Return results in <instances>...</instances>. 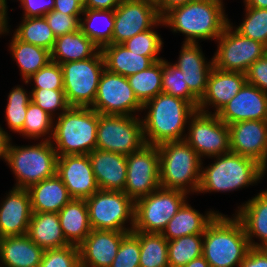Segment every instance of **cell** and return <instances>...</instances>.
<instances>
[{"instance_id": "6da1fadb", "label": "cell", "mask_w": 267, "mask_h": 267, "mask_svg": "<svg viewBox=\"0 0 267 267\" xmlns=\"http://www.w3.org/2000/svg\"><path fill=\"white\" fill-rule=\"evenodd\" d=\"M223 0H194L169 10L163 17L165 27L186 35L184 43L218 39L229 23ZM198 39V40H197Z\"/></svg>"}, {"instance_id": "7a4b0ae2", "label": "cell", "mask_w": 267, "mask_h": 267, "mask_svg": "<svg viewBox=\"0 0 267 267\" xmlns=\"http://www.w3.org/2000/svg\"><path fill=\"white\" fill-rule=\"evenodd\" d=\"M146 109L149 111L141 119L144 141L157 146L184 140L187 122L197 111L189 102L163 92L144 103L142 110Z\"/></svg>"}, {"instance_id": "3957f363", "label": "cell", "mask_w": 267, "mask_h": 267, "mask_svg": "<svg viewBox=\"0 0 267 267\" xmlns=\"http://www.w3.org/2000/svg\"><path fill=\"white\" fill-rule=\"evenodd\" d=\"M241 221L218 212L203 233V257L210 267H235L250 249Z\"/></svg>"}, {"instance_id": "277c9868", "label": "cell", "mask_w": 267, "mask_h": 267, "mask_svg": "<svg viewBox=\"0 0 267 267\" xmlns=\"http://www.w3.org/2000/svg\"><path fill=\"white\" fill-rule=\"evenodd\" d=\"M215 162L201 168L198 193L230 192L259 182L267 171L250 157L234 152L215 156Z\"/></svg>"}, {"instance_id": "5b68a950", "label": "cell", "mask_w": 267, "mask_h": 267, "mask_svg": "<svg viewBox=\"0 0 267 267\" xmlns=\"http://www.w3.org/2000/svg\"><path fill=\"white\" fill-rule=\"evenodd\" d=\"M160 186L185 193L199 190L202 159L185 141H170L158 145Z\"/></svg>"}, {"instance_id": "8992f818", "label": "cell", "mask_w": 267, "mask_h": 267, "mask_svg": "<svg viewBox=\"0 0 267 267\" xmlns=\"http://www.w3.org/2000/svg\"><path fill=\"white\" fill-rule=\"evenodd\" d=\"M98 118L99 113L91 107L70 106L59 115L51 141L57 156L85 155L94 151Z\"/></svg>"}, {"instance_id": "52a82bcc", "label": "cell", "mask_w": 267, "mask_h": 267, "mask_svg": "<svg viewBox=\"0 0 267 267\" xmlns=\"http://www.w3.org/2000/svg\"><path fill=\"white\" fill-rule=\"evenodd\" d=\"M57 153L51 141L38 144L16 146L10 143L5 162L15 175V188L28 189L56 174Z\"/></svg>"}, {"instance_id": "ba28073f", "label": "cell", "mask_w": 267, "mask_h": 267, "mask_svg": "<svg viewBox=\"0 0 267 267\" xmlns=\"http://www.w3.org/2000/svg\"><path fill=\"white\" fill-rule=\"evenodd\" d=\"M85 200L92 229L133 231L135 202L124 192L98 190ZM128 221L130 227H125Z\"/></svg>"}, {"instance_id": "9c48e42d", "label": "cell", "mask_w": 267, "mask_h": 267, "mask_svg": "<svg viewBox=\"0 0 267 267\" xmlns=\"http://www.w3.org/2000/svg\"><path fill=\"white\" fill-rule=\"evenodd\" d=\"M60 65L63 74V90L68 104L77 107H91L105 69L101 50L91 58Z\"/></svg>"}, {"instance_id": "30bf717a", "label": "cell", "mask_w": 267, "mask_h": 267, "mask_svg": "<svg viewBox=\"0 0 267 267\" xmlns=\"http://www.w3.org/2000/svg\"><path fill=\"white\" fill-rule=\"evenodd\" d=\"M180 190L158 188L135 201L133 231L162 233L187 199Z\"/></svg>"}, {"instance_id": "8fae6325", "label": "cell", "mask_w": 267, "mask_h": 267, "mask_svg": "<svg viewBox=\"0 0 267 267\" xmlns=\"http://www.w3.org/2000/svg\"><path fill=\"white\" fill-rule=\"evenodd\" d=\"M96 148L130 155L144 144L142 120L137 116L99 114Z\"/></svg>"}, {"instance_id": "7c38bea8", "label": "cell", "mask_w": 267, "mask_h": 267, "mask_svg": "<svg viewBox=\"0 0 267 267\" xmlns=\"http://www.w3.org/2000/svg\"><path fill=\"white\" fill-rule=\"evenodd\" d=\"M229 23L218 37L219 44L213 56L214 67L223 71L246 74L249 67L267 53V47L253 39L244 37Z\"/></svg>"}, {"instance_id": "4fadbf2b", "label": "cell", "mask_w": 267, "mask_h": 267, "mask_svg": "<svg viewBox=\"0 0 267 267\" xmlns=\"http://www.w3.org/2000/svg\"><path fill=\"white\" fill-rule=\"evenodd\" d=\"M188 132L184 140L203 157L213 158L230 152L228 125L216 114L196 111L188 121ZM188 135V136H187Z\"/></svg>"}, {"instance_id": "5bb4252c", "label": "cell", "mask_w": 267, "mask_h": 267, "mask_svg": "<svg viewBox=\"0 0 267 267\" xmlns=\"http://www.w3.org/2000/svg\"><path fill=\"white\" fill-rule=\"evenodd\" d=\"M142 106L127 77L104 69L91 106L93 110L106 115L136 116V111H143Z\"/></svg>"}, {"instance_id": "9a60e30c", "label": "cell", "mask_w": 267, "mask_h": 267, "mask_svg": "<svg viewBox=\"0 0 267 267\" xmlns=\"http://www.w3.org/2000/svg\"><path fill=\"white\" fill-rule=\"evenodd\" d=\"M127 173L124 193L134 202L160 188L159 150L144 144L126 156Z\"/></svg>"}, {"instance_id": "2e32d148", "label": "cell", "mask_w": 267, "mask_h": 267, "mask_svg": "<svg viewBox=\"0 0 267 267\" xmlns=\"http://www.w3.org/2000/svg\"><path fill=\"white\" fill-rule=\"evenodd\" d=\"M164 25L156 3L149 0H123L114 10L112 44H122L133 36Z\"/></svg>"}, {"instance_id": "e0dca14e", "label": "cell", "mask_w": 267, "mask_h": 267, "mask_svg": "<svg viewBox=\"0 0 267 267\" xmlns=\"http://www.w3.org/2000/svg\"><path fill=\"white\" fill-rule=\"evenodd\" d=\"M228 128L231 152L253 158L267 169V121H240Z\"/></svg>"}, {"instance_id": "ac0fdd59", "label": "cell", "mask_w": 267, "mask_h": 267, "mask_svg": "<svg viewBox=\"0 0 267 267\" xmlns=\"http://www.w3.org/2000/svg\"><path fill=\"white\" fill-rule=\"evenodd\" d=\"M56 174L72 198L86 199L99 190L88 154L58 156Z\"/></svg>"}, {"instance_id": "d6986e66", "label": "cell", "mask_w": 267, "mask_h": 267, "mask_svg": "<svg viewBox=\"0 0 267 267\" xmlns=\"http://www.w3.org/2000/svg\"><path fill=\"white\" fill-rule=\"evenodd\" d=\"M216 115L227 125L247 120L267 121V93L246 82Z\"/></svg>"}, {"instance_id": "ffe728a7", "label": "cell", "mask_w": 267, "mask_h": 267, "mask_svg": "<svg viewBox=\"0 0 267 267\" xmlns=\"http://www.w3.org/2000/svg\"><path fill=\"white\" fill-rule=\"evenodd\" d=\"M128 233L92 229L78 246L80 267H110Z\"/></svg>"}, {"instance_id": "44dd1931", "label": "cell", "mask_w": 267, "mask_h": 267, "mask_svg": "<svg viewBox=\"0 0 267 267\" xmlns=\"http://www.w3.org/2000/svg\"><path fill=\"white\" fill-rule=\"evenodd\" d=\"M31 216L28 189L13 187L0 205V238L26 235Z\"/></svg>"}, {"instance_id": "7402d4cb", "label": "cell", "mask_w": 267, "mask_h": 267, "mask_svg": "<svg viewBox=\"0 0 267 267\" xmlns=\"http://www.w3.org/2000/svg\"><path fill=\"white\" fill-rule=\"evenodd\" d=\"M246 82V74L244 73L223 71L213 67L208 77L205 95L199 101L197 110L212 114V111L206 110L207 107L212 105L211 107L216 109L213 114H216L237 95Z\"/></svg>"}, {"instance_id": "603a6c76", "label": "cell", "mask_w": 267, "mask_h": 267, "mask_svg": "<svg viewBox=\"0 0 267 267\" xmlns=\"http://www.w3.org/2000/svg\"><path fill=\"white\" fill-rule=\"evenodd\" d=\"M198 43H183L174 65L183 73L189 90L199 99L205 95L208 77L214 67L213 58L207 63Z\"/></svg>"}, {"instance_id": "cb8c5ba5", "label": "cell", "mask_w": 267, "mask_h": 267, "mask_svg": "<svg viewBox=\"0 0 267 267\" xmlns=\"http://www.w3.org/2000/svg\"><path fill=\"white\" fill-rule=\"evenodd\" d=\"M99 190L124 191L126 155L95 149L88 154Z\"/></svg>"}, {"instance_id": "d4e9b609", "label": "cell", "mask_w": 267, "mask_h": 267, "mask_svg": "<svg viewBox=\"0 0 267 267\" xmlns=\"http://www.w3.org/2000/svg\"><path fill=\"white\" fill-rule=\"evenodd\" d=\"M236 213L235 216L245 229L250 247L267 248V189L239 206ZM254 236L261 240L260 243L252 239Z\"/></svg>"}, {"instance_id": "484cf974", "label": "cell", "mask_w": 267, "mask_h": 267, "mask_svg": "<svg viewBox=\"0 0 267 267\" xmlns=\"http://www.w3.org/2000/svg\"><path fill=\"white\" fill-rule=\"evenodd\" d=\"M43 253L27 234L0 238V267H39Z\"/></svg>"}, {"instance_id": "4316f807", "label": "cell", "mask_w": 267, "mask_h": 267, "mask_svg": "<svg viewBox=\"0 0 267 267\" xmlns=\"http://www.w3.org/2000/svg\"><path fill=\"white\" fill-rule=\"evenodd\" d=\"M32 213H58L72 197L61 178L55 174L28 188Z\"/></svg>"}, {"instance_id": "83f0119b", "label": "cell", "mask_w": 267, "mask_h": 267, "mask_svg": "<svg viewBox=\"0 0 267 267\" xmlns=\"http://www.w3.org/2000/svg\"><path fill=\"white\" fill-rule=\"evenodd\" d=\"M100 50L104 57L105 69L125 77L145 70L162 59L131 52L123 44H107Z\"/></svg>"}, {"instance_id": "f1b7e54d", "label": "cell", "mask_w": 267, "mask_h": 267, "mask_svg": "<svg viewBox=\"0 0 267 267\" xmlns=\"http://www.w3.org/2000/svg\"><path fill=\"white\" fill-rule=\"evenodd\" d=\"M58 217L65 239L72 245L79 246L92 231L85 199L72 198Z\"/></svg>"}, {"instance_id": "f546056e", "label": "cell", "mask_w": 267, "mask_h": 267, "mask_svg": "<svg viewBox=\"0 0 267 267\" xmlns=\"http://www.w3.org/2000/svg\"><path fill=\"white\" fill-rule=\"evenodd\" d=\"M218 213L207 211L206 215L193 209L187 201L180 207L161 233L168 241L182 236L203 234L207 225Z\"/></svg>"}, {"instance_id": "4dcf8cb0", "label": "cell", "mask_w": 267, "mask_h": 267, "mask_svg": "<svg viewBox=\"0 0 267 267\" xmlns=\"http://www.w3.org/2000/svg\"><path fill=\"white\" fill-rule=\"evenodd\" d=\"M27 235L43 250L62 248L70 244L63 234L58 213H32Z\"/></svg>"}, {"instance_id": "1f68e13d", "label": "cell", "mask_w": 267, "mask_h": 267, "mask_svg": "<svg viewBox=\"0 0 267 267\" xmlns=\"http://www.w3.org/2000/svg\"><path fill=\"white\" fill-rule=\"evenodd\" d=\"M100 48L89 39L80 29L55 40L51 53V61L66 63L93 57Z\"/></svg>"}, {"instance_id": "d6a6232c", "label": "cell", "mask_w": 267, "mask_h": 267, "mask_svg": "<svg viewBox=\"0 0 267 267\" xmlns=\"http://www.w3.org/2000/svg\"><path fill=\"white\" fill-rule=\"evenodd\" d=\"M12 57L20 68L23 81H27L39 69L51 61V53L45 48L19 40L14 34L10 42Z\"/></svg>"}, {"instance_id": "836d02e7", "label": "cell", "mask_w": 267, "mask_h": 267, "mask_svg": "<svg viewBox=\"0 0 267 267\" xmlns=\"http://www.w3.org/2000/svg\"><path fill=\"white\" fill-rule=\"evenodd\" d=\"M84 18H80L79 29L91 39L100 49L107 45L112 44V35L114 29V10H93L84 8ZM98 20L103 21L98 27ZM97 23V25L95 24Z\"/></svg>"}, {"instance_id": "e575fe53", "label": "cell", "mask_w": 267, "mask_h": 267, "mask_svg": "<svg viewBox=\"0 0 267 267\" xmlns=\"http://www.w3.org/2000/svg\"><path fill=\"white\" fill-rule=\"evenodd\" d=\"M132 232L140 242V267H169L168 240L161 233Z\"/></svg>"}, {"instance_id": "d590c367", "label": "cell", "mask_w": 267, "mask_h": 267, "mask_svg": "<svg viewBox=\"0 0 267 267\" xmlns=\"http://www.w3.org/2000/svg\"><path fill=\"white\" fill-rule=\"evenodd\" d=\"M127 79L137 99L146 103L162 92V59Z\"/></svg>"}, {"instance_id": "8d00e7d4", "label": "cell", "mask_w": 267, "mask_h": 267, "mask_svg": "<svg viewBox=\"0 0 267 267\" xmlns=\"http://www.w3.org/2000/svg\"><path fill=\"white\" fill-rule=\"evenodd\" d=\"M14 35L21 41L52 51L56 37L44 16L23 17Z\"/></svg>"}, {"instance_id": "74e56055", "label": "cell", "mask_w": 267, "mask_h": 267, "mask_svg": "<svg viewBox=\"0 0 267 267\" xmlns=\"http://www.w3.org/2000/svg\"><path fill=\"white\" fill-rule=\"evenodd\" d=\"M203 255V234L182 236L168 241L169 267H183Z\"/></svg>"}, {"instance_id": "f35d334b", "label": "cell", "mask_w": 267, "mask_h": 267, "mask_svg": "<svg viewBox=\"0 0 267 267\" xmlns=\"http://www.w3.org/2000/svg\"><path fill=\"white\" fill-rule=\"evenodd\" d=\"M162 92L189 102L196 110L199 99L189 90L184 73L174 64L162 59Z\"/></svg>"}, {"instance_id": "ab89813d", "label": "cell", "mask_w": 267, "mask_h": 267, "mask_svg": "<svg viewBox=\"0 0 267 267\" xmlns=\"http://www.w3.org/2000/svg\"><path fill=\"white\" fill-rule=\"evenodd\" d=\"M54 117L49 113L42 110L34 102H30L27 107V112L25 116V123L23 125V130L20 133L25 138L39 139L42 136L49 134L48 138H42L43 140L51 141L54 132Z\"/></svg>"}, {"instance_id": "60d3db41", "label": "cell", "mask_w": 267, "mask_h": 267, "mask_svg": "<svg viewBox=\"0 0 267 267\" xmlns=\"http://www.w3.org/2000/svg\"><path fill=\"white\" fill-rule=\"evenodd\" d=\"M12 89L7 99L5 118L8 128L20 134L25 123L27 107L31 102V92L28 95L27 91L20 85Z\"/></svg>"}, {"instance_id": "b9f144b4", "label": "cell", "mask_w": 267, "mask_h": 267, "mask_svg": "<svg viewBox=\"0 0 267 267\" xmlns=\"http://www.w3.org/2000/svg\"><path fill=\"white\" fill-rule=\"evenodd\" d=\"M244 21L234 28L244 37L267 47V8L245 7Z\"/></svg>"}, {"instance_id": "7bdbcfd3", "label": "cell", "mask_w": 267, "mask_h": 267, "mask_svg": "<svg viewBox=\"0 0 267 267\" xmlns=\"http://www.w3.org/2000/svg\"><path fill=\"white\" fill-rule=\"evenodd\" d=\"M151 29L139 33L122 43L128 50L143 56H158L162 50L163 41L161 36Z\"/></svg>"}, {"instance_id": "ee69618b", "label": "cell", "mask_w": 267, "mask_h": 267, "mask_svg": "<svg viewBox=\"0 0 267 267\" xmlns=\"http://www.w3.org/2000/svg\"><path fill=\"white\" fill-rule=\"evenodd\" d=\"M31 101L52 117H55L53 114L56 110L61 111L59 116L70 107L64 90L32 89Z\"/></svg>"}, {"instance_id": "f6af8a7d", "label": "cell", "mask_w": 267, "mask_h": 267, "mask_svg": "<svg viewBox=\"0 0 267 267\" xmlns=\"http://www.w3.org/2000/svg\"><path fill=\"white\" fill-rule=\"evenodd\" d=\"M39 267H80L78 246L69 244L62 248L44 250Z\"/></svg>"}, {"instance_id": "bcb514c9", "label": "cell", "mask_w": 267, "mask_h": 267, "mask_svg": "<svg viewBox=\"0 0 267 267\" xmlns=\"http://www.w3.org/2000/svg\"><path fill=\"white\" fill-rule=\"evenodd\" d=\"M34 81L32 89L63 90V74L61 65L50 61L45 67L39 69L31 77L24 81L31 84Z\"/></svg>"}, {"instance_id": "7dc6e473", "label": "cell", "mask_w": 267, "mask_h": 267, "mask_svg": "<svg viewBox=\"0 0 267 267\" xmlns=\"http://www.w3.org/2000/svg\"><path fill=\"white\" fill-rule=\"evenodd\" d=\"M139 238L129 232L121 241L117 255L110 267H140Z\"/></svg>"}, {"instance_id": "c3c4849f", "label": "cell", "mask_w": 267, "mask_h": 267, "mask_svg": "<svg viewBox=\"0 0 267 267\" xmlns=\"http://www.w3.org/2000/svg\"><path fill=\"white\" fill-rule=\"evenodd\" d=\"M44 17L56 38L79 30L80 20L76 16L52 10Z\"/></svg>"}, {"instance_id": "681fc988", "label": "cell", "mask_w": 267, "mask_h": 267, "mask_svg": "<svg viewBox=\"0 0 267 267\" xmlns=\"http://www.w3.org/2000/svg\"><path fill=\"white\" fill-rule=\"evenodd\" d=\"M246 80L247 83L267 93V53L249 67Z\"/></svg>"}, {"instance_id": "f907efd6", "label": "cell", "mask_w": 267, "mask_h": 267, "mask_svg": "<svg viewBox=\"0 0 267 267\" xmlns=\"http://www.w3.org/2000/svg\"><path fill=\"white\" fill-rule=\"evenodd\" d=\"M24 9V17H42L54 10V0H19Z\"/></svg>"}, {"instance_id": "816d5d0a", "label": "cell", "mask_w": 267, "mask_h": 267, "mask_svg": "<svg viewBox=\"0 0 267 267\" xmlns=\"http://www.w3.org/2000/svg\"><path fill=\"white\" fill-rule=\"evenodd\" d=\"M239 267H267V248H250Z\"/></svg>"}, {"instance_id": "f5cc1de1", "label": "cell", "mask_w": 267, "mask_h": 267, "mask_svg": "<svg viewBox=\"0 0 267 267\" xmlns=\"http://www.w3.org/2000/svg\"><path fill=\"white\" fill-rule=\"evenodd\" d=\"M83 7L76 0H54V10L63 14L76 16L79 20Z\"/></svg>"}, {"instance_id": "db71d44e", "label": "cell", "mask_w": 267, "mask_h": 267, "mask_svg": "<svg viewBox=\"0 0 267 267\" xmlns=\"http://www.w3.org/2000/svg\"><path fill=\"white\" fill-rule=\"evenodd\" d=\"M123 0H87L85 8L93 10H115Z\"/></svg>"}, {"instance_id": "11a10c76", "label": "cell", "mask_w": 267, "mask_h": 267, "mask_svg": "<svg viewBox=\"0 0 267 267\" xmlns=\"http://www.w3.org/2000/svg\"><path fill=\"white\" fill-rule=\"evenodd\" d=\"M194 0H159L156 5L158 12L161 17H163L172 8L182 6Z\"/></svg>"}, {"instance_id": "9f6ffc18", "label": "cell", "mask_w": 267, "mask_h": 267, "mask_svg": "<svg viewBox=\"0 0 267 267\" xmlns=\"http://www.w3.org/2000/svg\"><path fill=\"white\" fill-rule=\"evenodd\" d=\"M7 0H0V35L9 33L8 16H7Z\"/></svg>"}, {"instance_id": "6f0895ef", "label": "cell", "mask_w": 267, "mask_h": 267, "mask_svg": "<svg viewBox=\"0 0 267 267\" xmlns=\"http://www.w3.org/2000/svg\"><path fill=\"white\" fill-rule=\"evenodd\" d=\"M11 143V137L3 130V128L0 126V158L6 159V155L8 152L9 145Z\"/></svg>"}, {"instance_id": "680465c9", "label": "cell", "mask_w": 267, "mask_h": 267, "mask_svg": "<svg viewBox=\"0 0 267 267\" xmlns=\"http://www.w3.org/2000/svg\"><path fill=\"white\" fill-rule=\"evenodd\" d=\"M183 267H210L209 263L203 256L193 259Z\"/></svg>"}, {"instance_id": "91938a15", "label": "cell", "mask_w": 267, "mask_h": 267, "mask_svg": "<svg viewBox=\"0 0 267 267\" xmlns=\"http://www.w3.org/2000/svg\"><path fill=\"white\" fill-rule=\"evenodd\" d=\"M245 7L267 8V0H244Z\"/></svg>"}, {"instance_id": "94428289", "label": "cell", "mask_w": 267, "mask_h": 267, "mask_svg": "<svg viewBox=\"0 0 267 267\" xmlns=\"http://www.w3.org/2000/svg\"><path fill=\"white\" fill-rule=\"evenodd\" d=\"M83 8L86 7L87 0H76Z\"/></svg>"}, {"instance_id": "6125c7cd", "label": "cell", "mask_w": 267, "mask_h": 267, "mask_svg": "<svg viewBox=\"0 0 267 267\" xmlns=\"http://www.w3.org/2000/svg\"><path fill=\"white\" fill-rule=\"evenodd\" d=\"M149 1L157 3L159 0H149Z\"/></svg>"}]
</instances>
